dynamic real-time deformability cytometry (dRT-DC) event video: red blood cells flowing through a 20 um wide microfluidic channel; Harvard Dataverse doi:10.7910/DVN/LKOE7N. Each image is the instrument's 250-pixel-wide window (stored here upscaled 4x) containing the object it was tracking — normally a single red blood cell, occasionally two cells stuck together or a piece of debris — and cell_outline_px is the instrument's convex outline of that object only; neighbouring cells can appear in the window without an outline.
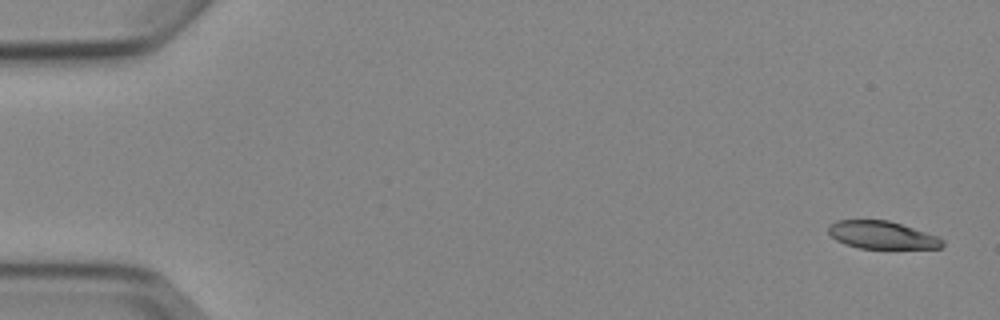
{"species": "Egyptian fruit bat (a non-hibernating species)", "species_latin": "Rousettus aegyptiacus", "temperature_condition": "cold", "stored_images_in_passage": 6, "camera_frame_rate_fps": 3000, "um_per_image_px": 0.085, "animal": {"sex": "female"}, "frame": {"image": 1, "passage_image": 1, "time_ms": 0.0, "image_size_px": [1000, 320], "cell_outline_px": [[944, 244], [940, 248], [860, 248], [844, 244], [836, 240], [828, 232], [828, 224], [836, 220], [888, 220], [936, 236], [944, 240]], "centroid_in_image_um": [74.91, 19.97], "position_along_channel_um": 10.1, "area_um2": 18.21}}